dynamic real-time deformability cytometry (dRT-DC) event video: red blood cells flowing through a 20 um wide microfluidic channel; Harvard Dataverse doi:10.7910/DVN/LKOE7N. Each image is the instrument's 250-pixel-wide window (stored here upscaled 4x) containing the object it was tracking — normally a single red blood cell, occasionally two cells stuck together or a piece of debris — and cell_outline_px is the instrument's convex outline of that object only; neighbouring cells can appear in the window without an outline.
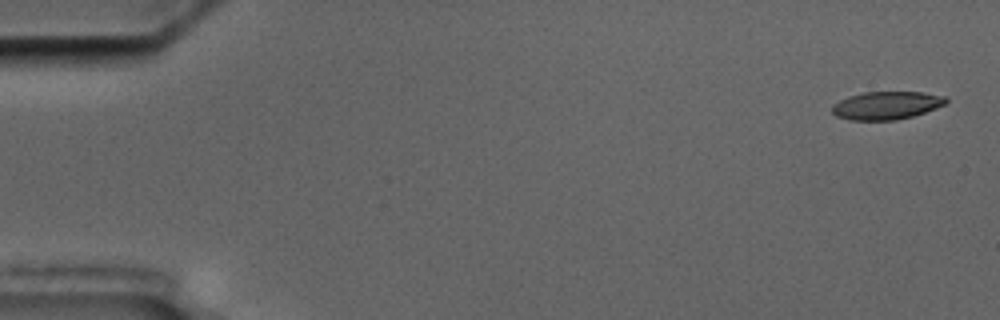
{"species": "common noctule bat (a hibernating species)", "species_latin": "Nyctalus noctula", "temperature_condition": "cold", "stored_images_in_passage": 6, "camera_frame_rate_fps": 3000, "um_per_image_px": 0.085, "animal": {"sex": "male", "body_mass_g": 17.5, "forearm_length_mm": 52.3}, "frame": {"image": 1, "passage_image": 1, "time_ms": 0.0, "image_size_px": [1000, 320], "cell_outline_px": [[948, 100], [944, 104], [936, 108], [912, 116], [896, 120], [848, 120], [836, 116], [832, 112], [832, 104], [848, 96], [864, 92], [920, 92], [944, 96]], "centroid_in_image_um": [75.31, 8.96], "position_along_channel_um": 9.7, "area_um2": 18.5}}
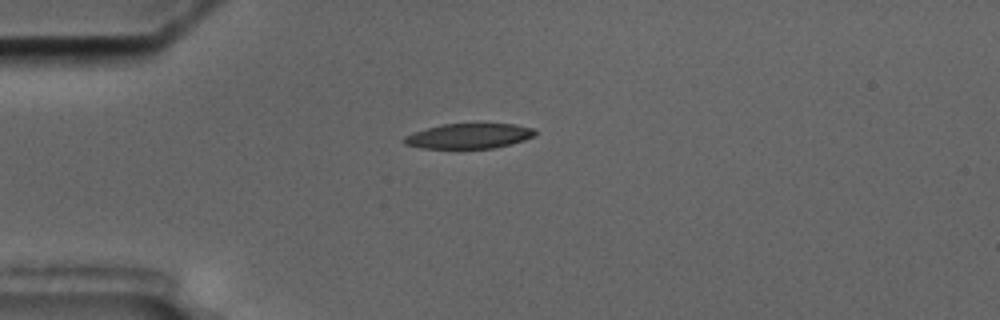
{"frame": {"image": 2, "passage_image": 4, "time_ms": 4.333, "image_size_px": [1000, 320], "cell_outline_px": [[536, 132], [532, 136], [524, 140], [512, 144], [496, 148], [420, 148], [404, 144], [400, 140], [404, 136], [412, 132], [444, 124], [516, 124], [532, 128]], "centroid_in_image_um": [39.81, 11.57], "position_along_channel_um": 45.2, "area_um2": 19.13}}